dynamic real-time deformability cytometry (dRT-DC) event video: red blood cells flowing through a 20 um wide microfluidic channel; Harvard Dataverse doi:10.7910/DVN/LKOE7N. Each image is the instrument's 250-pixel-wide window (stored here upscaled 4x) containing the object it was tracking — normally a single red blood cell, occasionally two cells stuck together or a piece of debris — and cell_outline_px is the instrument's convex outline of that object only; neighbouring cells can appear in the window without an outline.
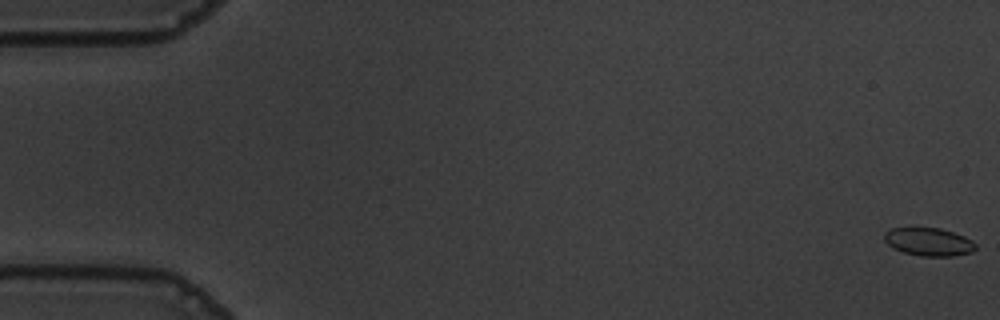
{"species": "common noctule bat (a hibernating species)", "species_latin": "Nyctalus noctula", "temperature_condition": "warm", "stored_images_in_passage": 13, "camera_frame_rate_fps": 3000, "um_per_image_px": 0.085, "animal": {"sex": "male", "body_mass_g": 19.5, "forearm_length_mm": 54.6}, "frame": {"image": 1, "passage_image": 1, "time_ms": 0.0, "image_size_px": [1000, 320], "cell_outline_px": [[976, 248], [972, 252], [952, 256], [920, 256], [904, 252], [892, 248], [884, 240], [884, 232], [892, 228], [940, 228], [964, 236], [972, 240], [976, 244]], "centroid_in_image_um": [78.94, 20.56], "position_along_channel_um": 6.1, "area_um2": 14.91}}